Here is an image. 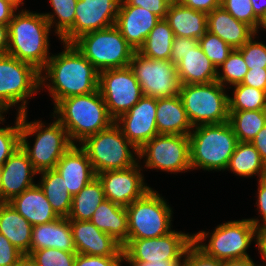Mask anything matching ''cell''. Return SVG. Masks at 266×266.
Instances as JSON below:
<instances>
[{
	"instance_id": "cell-39",
	"label": "cell",
	"mask_w": 266,
	"mask_h": 266,
	"mask_svg": "<svg viewBox=\"0 0 266 266\" xmlns=\"http://www.w3.org/2000/svg\"><path fill=\"white\" fill-rule=\"evenodd\" d=\"M199 46L217 69L233 50L221 38L209 31L199 39Z\"/></svg>"
},
{
	"instance_id": "cell-47",
	"label": "cell",
	"mask_w": 266,
	"mask_h": 266,
	"mask_svg": "<svg viewBox=\"0 0 266 266\" xmlns=\"http://www.w3.org/2000/svg\"><path fill=\"white\" fill-rule=\"evenodd\" d=\"M198 45V39L175 36L171 49V61L176 66L182 60L184 54Z\"/></svg>"
},
{
	"instance_id": "cell-20",
	"label": "cell",
	"mask_w": 266,
	"mask_h": 266,
	"mask_svg": "<svg viewBox=\"0 0 266 266\" xmlns=\"http://www.w3.org/2000/svg\"><path fill=\"white\" fill-rule=\"evenodd\" d=\"M1 168V202H9L35 185L33 178L38 172L21 146L3 163Z\"/></svg>"
},
{
	"instance_id": "cell-29",
	"label": "cell",
	"mask_w": 266,
	"mask_h": 266,
	"mask_svg": "<svg viewBox=\"0 0 266 266\" xmlns=\"http://www.w3.org/2000/svg\"><path fill=\"white\" fill-rule=\"evenodd\" d=\"M32 227L9 202H0V233L23 254L30 253Z\"/></svg>"
},
{
	"instance_id": "cell-63",
	"label": "cell",
	"mask_w": 266,
	"mask_h": 266,
	"mask_svg": "<svg viewBox=\"0 0 266 266\" xmlns=\"http://www.w3.org/2000/svg\"><path fill=\"white\" fill-rule=\"evenodd\" d=\"M1 179H2V168L0 166V202H1Z\"/></svg>"
},
{
	"instance_id": "cell-44",
	"label": "cell",
	"mask_w": 266,
	"mask_h": 266,
	"mask_svg": "<svg viewBox=\"0 0 266 266\" xmlns=\"http://www.w3.org/2000/svg\"><path fill=\"white\" fill-rule=\"evenodd\" d=\"M223 261L208 256L192 242L186 249L181 266H222Z\"/></svg>"
},
{
	"instance_id": "cell-37",
	"label": "cell",
	"mask_w": 266,
	"mask_h": 266,
	"mask_svg": "<svg viewBox=\"0 0 266 266\" xmlns=\"http://www.w3.org/2000/svg\"><path fill=\"white\" fill-rule=\"evenodd\" d=\"M49 1L54 13H43V15L50 24V27H55L54 34H57L60 39L74 24L75 7L78 0Z\"/></svg>"
},
{
	"instance_id": "cell-21",
	"label": "cell",
	"mask_w": 266,
	"mask_h": 266,
	"mask_svg": "<svg viewBox=\"0 0 266 266\" xmlns=\"http://www.w3.org/2000/svg\"><path fill=\"white\" fill-rule=\"evenodd\" d=\"M160 19L147 9L131 6L125 0H121L115 26L126 42L138 51Z\"/></svg>"
},
{
	"instance_id": "cell-24",
	"label": "cell",
	"mask_w": 266,
	"mask_h": 266,
	"mask_svg": "<svg viewBox=\"0 0 266 266\" xmlns=\"http://www.w3.org/2000/svg\"><path fill=\"white\" fill-rule=\"evenodd\" d=\"M207 31L217 35L231 48H241L255 31L246 23L236 20L222 6L207 14Z\"/></svg>"
},
{
	"instance_id": "cell-54",
	"label": "cell",
	"mask_w": 266,
	"mask_h": 266,
	"mask_svg": "<svg viewBox=\"0 0 266 266\" xmlns=\"http://www.w3.org/2000/svg\"><path fill=\"white\" fill-rule=\"evenodd\" d=\"M258 251L266 266V226L258 228Z\"/></svg>"
},
{
	"instance_id": "cell-48",
	"label": "cell",
	"mask_w": 266,
	"mask_h": 266,
	"mask_svg": "<svg viewBox=\"0 0 266 266\" xmlns=\"http://www.w3.org/2000/svg\"><path fill=\"white\" fill-rule=\"evenodd\" d=\"M129 5L142 7L165 19L168 7L173 0H125Z\"/></svg>"
},
{
	"instance_id": "cell-49",
	"label": "cell",
	"mask_w": 266,
	"mask_h": 266,
	"mask_svg": "<svg viewBox=\"0 0 266 266\" xmlns=\"http://www.w3.org/2000/svg\"><path fill=\"white\" fill-rule=\"evenodd\" d=\"M257 210L259 211V214L262 217V221L263 223H259L262 222L261 219H256V218H249V220H251V222L257 227L260 228L262 226H266V173L264 175H262L259 179H258V193H257Z\"/></svg>"
},
{
	"instance_id": "cell-19",
	"label": "cell",
	"mask_w": 266,
	"mask_h": 266,
	"mask_svg": "<svg viewBox=\"0 0 266 266\" xmlns=\"http://www.w3.org/2000/svg\"><path fill=\"white\" fill-rule=\"evenodd\" d=\"M78 254L123 256V247L113 236L99 230L91 221L69 220Z\"/></svg>"
},
{
	"instance_id": "cell-57",
	"label": "cell",
	"mask_w": 266,
	"mask_h": 266,
	"mask_svg": "<svg viewBox=\"0 0 266 266\" xmlns=\"http://www.w3.org/2000/svg\"><path fill=\"white\" fill-rule=\"evenodd\" d=\"M255 16L260 20L266 13V0H251Z\"/></svg>"
},
{
	"instance_id": "cell-60",
	"label": "cell",
	"mask_w": 266,
	"mask_h": 266,
	"mask_svg": "<svg viewBox=\"0 0 266 266\" xmlns=\"http://www.w3.org/2000/svg\"><path fill=\"white\" fill-rule=\"evenodd\" d=\"M263 27V29L264 30H266V13H265V15L260 19V22H259V26H258V28H257V31L255 32L256 34H258V29H260V28H262Z\"/></svg>"
},
{
	"instance_id": "cell-12",
	"label": "cell",
	"mask_w": 266,
	"mask_h": 266,
	"mask_svg": "<svg viewBox=\"0 0 266 266\" xmlns=\"http://www.w3.org/2000/svg\"><path fill=\"white\" fill-rule=\"evenodd\" d=\"M138 158L145 159L147 169L170 173L192 170L189 135L157 134L138 150Z\"/></svg>"
},
{
	"instance_id": "cell-55",
	"label": "cell",
	"mask_w": 266,
	"mask_h": 266,
	"mask_svg": "<svg viewBox=\"0 0 266 266\" xmlns=\"http://www.w3.org/2000/svg\"><path fill=\"white\" fill-rule=\"evenodd\" d=\"M9 34L8 25L0 24V55L8 53Z\"/></svg>"
},
{
	"instance_id": "cell-38",
	"label": "cell",
	"mask_w": 266,
	"mask_h": 266,
	"mask_svg": "<svg viewBox=\"0 0 266 266\" xmlns=\"http://www.w3.org/2000/svg\"><path fill=\"white\" fill-rule=\"evenodd\" d=\"M247 72L248 67L241 52L238 49H233L227 59L218 67L216 81L225 88L227 86L226 84H228V89L231 85L234 86L242 83Z\"/></svg>"
},
{
	"instance_id": "cell-50",
	"label": "cell",
	"mask_w": 266,
	"mask_h": 266,
	"mask_svg": "<svg viewBox=\"0 0 266 266\" xmlns=\"http://www.w3.org/2000/svg\"><path fill=\"white\" fill-rule=\"evenodd\" d=\"M241 84L266 91V68L248 69Z\"/></svg>"
},
{
	"instance_id": "cell-6",
	"label": "cell",
	"mask_w": 266,
	"mask_h": 266,
	"mask_svg": "<svg viewBox=\"0 0 266 266\" xmlns=\"http://www.w3.org/2000/svg\"><path fill=\"white\" fill-rule=\"evenodd\" d=\"M212 232L192 234L193 242L205 254L221 261L250 258L247 249L252 241L258 247V228L249 219L219 224ZM207 238L208 244L204 243Z\"/></svg>"
},
{
	"instance_id": "cell-23",
	"label": "cell",
	"mask_w": 266,
	"mask_h": 266,
	"mask_svg": "<svg viewBox=\"0 0 266 266\" xmlns=\"http://www.w3.org/2000/svg\"><path fill=\"white\" fill-rule=\"evenodd\" d=\"M44 248L76 252L68 218L59 217L50 223L32 227L30 252Z\"/></svg>"
},
{
	"instance_id": "cell-58",
	"label": "cell",
	"mask_w": 266,
	"mask_h": 266,
	"mask_svg": "<svg viewBox=\"0 0 266 266\" xmlns=\"http://www.w3.org/2000/svg\"><path fill=\"white\" fill-rule=\"evenodd\" d=\"M222 266H263L256 265L252 258L223 261Z\"/></svg>"
},
{
	"instance_id": "cell-56",
	"label": "cell",
	"mask_w": 266,
	"mask_h": 266,
	"mask_svg": "<svg viewBox=\"0 0 266 266\" xmlns=\"http://www.w3.org/2000/svg\"><path fill=\"white\" fill-rule=\"evenodd\" d=\"M182 260H165L161 262H126L129 266H181Z\"/></svg>"
},
{
	"instance_id": "cell-53",
	"label": "cell",
	"mask_w": 266,
	"mask_h": 266,
	"mask_svg": "<svg viewBox=\"0 0 266 266\" xmlns=\"http://www.w3.org/2000/svg\"><path fill=\"white\" fill-rule=\"evenodd\" d=\"M251 144L257 149L262 161L266 165V125L256 134Z\"/></svg>"
},
{
	"instance_id": "cell-2",
	"label": "cell",
	"mask_w": 266,
	"mask_h": 266,
	"mask_svg": "<svg viewBox=\"0 0 266 266\" xmlns=\"http://www.w3.org/2000/svg\"><path fill=\"white\" fill-rule=\"evenodd\" d=\"M53 109V118L66 129L74 145L75 141L76 145L77 142L80 144L114 123L99 90L67 97L60 100Z\"/></svg>"
},
{
	"instance_id": "cell-43",
	"label": "cell",
	"mask_w": 266,
	"mask_h": 266,
	"mask_svg": "<svg viewBox=\"0 0 266 266\" xmlns=\"http://www.w3.org/2000/svg\"><path fill=\"white\" fill-rule=\"evenodd\" d=\"M256 35L255 33L241 48H238L248 69L266 68V45L262 41H255Z\"/></svg>"
},
{
	"instance_id": "cell-46",
	"label": "cell",
	"mask_w": 266,
	"mask_h": 266,
	"mask_svg": "<svg viewBox=\"0 0 266 266\" xmlns=\"http://www.w3.org/2000/svg\"><path fill=\"white\" fill-rule=\"evenodd\" d=\"M23 255L0 233V266H14Z\"/></svg>"
},
{
	"instance_id": "cell-35",
	"label": "cell",
	"mask_w": 266,
	"mask_h": 266,
	"mask_svg": "<svg viewBox=\"0 0 266 266\" xmlns=\"http://www.w3.org/2000/svg\"><path fill=\"white\" fill-rule=\"evenodd\" d=\"M229 123L238 142H251L266 125V109L229 111Z\"/></svg>"
},
{
	"instance_id": "cell-34",
	"label": "cell",
	"mask_w": 266,
	"mask_h": 266,
	"mask_svg": "<svg viewBox=\"0 0 266 266\" xmlns=\"http://www.w3.org/2000/svg\"><path fill=\"white\" fill-rule=\"evenodd\" d=\"M174 37L168 22L165 19H160L138 52L151 59L171 60Z\"/></svg>"
},
{
	"instance_id": "cell-61",
	"label": "cell",
	"mask_w": 266,
	"mask_h": 266,
	"mask_svg": "<svg viewBox=\"0 0 266 266\" xmlns=\"http://www.w3.org/2000/svg\"><path fill=\"white\" fill-rule=\"evenodd\" d=\"M7 111H8V110H7L6 108H4V107L0 104V123H1V122L3 123V121L5 120L3 114H4V112H7Z\"/></svg>"
},
{
	"instance_id": "cell-5",
	"label": "cell",
	"mask_w": 266,
	"mask_h": 266,
	"mask_svg": "<svg viewBox=\"0 0 266 266\" xmlns=\"http://www.w3.org/2000/svg\"><path fill=\"white\" fill-rule=\"evenodd\" d=\"M27 112L20 114V146L39 173L54 169L61 157L74 145L68 132L56 119L46 126L41 120L28 122ZM35 136L31 147L28 137Z\"/></svg>"
},
{
	"instance_id": "cell-36",
	"label": "cell",
	"mask_w": 266,
	"mask_h": 266,
	"mask_svg": "<svg viewBox=\"0 0 266 266\" xmlns=\"http://www.w3.org/2000/svg\"><path fill=\"white\" fill-rule=\"evenodd\" d=\"M233 97H228L229 111L261 110L266 109V91L254 87L236 84Z\"/></svg>"
},
{
	"instance_id": "cell-9",
	"label": "cell",
	"mask_w": 266,
	"mask_h": 266,
	"mask_svg": "<svg viewBox=\"0 0 266 266\" xmlns=\"http://www.w3.org/2000/svg\"><path fill=\"white\" fill-rule=\"evenodd\" d=\"M219 82L181 85L179 95L192 127L229 121V95Z\"/></svg>"
},
{
	"instance_id": "cell-33",
	"label": "cell",
	"mask_w": 266,
	"mask_h": 266,
	"mask_svg": "<svg viewBox=\"0 0 266 266\" xmlns=\"http://www.w3.org/2000/svg\"><path fill=\"white\" fill-rule=\"evenodd\" d=\"M232 171L237 176L260 178L266 173V165L259 152L251 142H238L226 170Z\"/></svg>"
},
{
	"instance_id": "cell-42",
	"label": "cell",
	"mask_w": 266,
	"mask_h": 266,
	"mask_svg": "<svg viewBox=\"0 0 266 266\" xmlns=\"http://www.w3.org/2000/svg\"><path fill=\"white\" fill-rule=\"evenodd\" d=\"M15 126L0 128V166L14 153L20 146V114H17Z\"/></svg>"
},
{
	"instance_id": "cell-45",
	"label": "cell",
	"mask_w": 266,
	"mask_h": 266,
	"mask_svg": "<svg viewBox=\"0 0 266 266\" xmlns=\"http://www.w3.org/2000/svg\"><path fill=\"white\" fill-rule=\"evenodd\" d=\"M123 256H95L76 254L74 266H121Z\"/></svg>"
},
{
	"instance_id": "cell-62",
	"label": "cell",
	"mask_w": 266,
	"mask_h": 266,
	"mask_svg": "<svg viewBox=\"0 0 266 266\" xmlns=\"http://www.w3.org/2000/svg\"><path fill=\"white\" fill-rule=\"evenodd\" d=\"M7 1L13 3L17 8L21 5L23 6V4H24V2H23L24 0H7Z\"/></svg>"
},
{
	"instance_id": "cell-8",
	"label": "cell",
	"mask_w": 266,
	"mask_h": 266,
	"mask_svg": "<svg viewBox=\"0 0 266 266\" xmlns=\"http://www.w3.org/2000/svg\"><path fill=\"white\" fill-rule=\"evenodd\" d=\"M72 44L99 72L128 67L135 52L115 25L86 33Z\"/></svg>"
},
{
	"instance_id": "cell-52",
	"label": "cell",
	"mask_w": 266,
	"mask_h": 266,
	"mask_svg": "<svg viewBox=\"0 0 266 266\" xmlns=\"http://www.w3.org/2000/svg\"><path fill=\"white\" fill-rule=\"evenodd\" d=\"M18 9L13 3L0 0V24L8 25Z\"/></svg>"
},
{
	"instance_id": "cell-7",
	"label": "cell",
	"mask_w": 266,
	"mask_h": 266,
	"mask_svg": "<svg viewBox=\"0 0 266 266\" xmlns=\"http://www.w3.org/2000/svg\"><path fill=\"white\" fill-rule=\"evenodd\" d=\"M79 146L87 153L96 174L125 169L139 162V149L128 141L115 122L86 138Z\"/></svg>"
},
{
	"instance_id": "cell-11",
	"label": "cell",
	"mask_w": 266,
	"mask_h": 266,
	"mask_svg": "<svg viewBox=\"0 0 266 266\" xmlns=\"http://www.w3.org/2000/svg\"><path fill=\"white\" fill-rule=\"evenodd\" d=\"M157 191L151 188L143 197L126 206L128 239H149L172 231L173 210Z\"/></svg>"
},
{
	"instance_id": "cell-13",
	"label": "cell",
	"mask_w": 266,
	"mask_h": 266,
	"mask_svg": "<svg viewBox=\"0 0 266 266\" xmlns=\"http://www.w3.org/2000/svg\"><path fill=\"white\" fill-rule=\"evenodd\" d=\"M143 96L169 98L179 94L180 82L171 60L151 59L135 51L129 63Z\"/></svg>"
},
{
	"instance_id": "cell-27",
	"label": "cell",
	"mask_w": 266,
	"mask_h": 266,
	"mask_svg": "<svg viewBox=\"0 0 266 266\" xmlns=\"http://www.w3.org/2000/svg\"><path fill=\"white\" fill-rule=\"evenodd\" d=\"M165 20L174 36L200 39L207 32V14L180 4L170 3Z\"/></svg>"
},
{
	"instance_id": "cell-30",
	"label": "cell",
	"mask_w": 266,
	"mask_h": 266,
	"mask_svg": "<svg viewBox=\"0 0 266 266\" xmlns=\"http://www.w3.org/2000/svg\"><path fill=\"white\" fill-rule=\"evenodd\" d=\"M90 221L121 244L128 239V214L124 206L105 199L97 207Z\"/></svg>"
},
{
	"instance_id": "cell-4",
	"label": "cell",
	"mask_w": 266,
	"mask_h": 266,
	"mask_svg": "<svg viewBox=\"0 0 266 266\" xmlns=\"http://www.w3.org/2000/svg\"><path fill=\"white\" fill-rule=\"evenodd\" d=\"M191 169L225 171L238 140L229 121L202 124L189 133Z\"/></svg>"
},
{
	"instance_id": "cell-18",
	"label": "cell",
	"mask_w": 266,
	"mask_h": 266,
	"mask_svg": "<svg viewBox=\"0 0 266 266\" xmlns=\"http://www.w3.org/2000/svg\"><path fill=\"white\" fill-rule=\"evenodd\" d=\"M156 109V98L142 96L130 110L114 121L137 149L158 134Z\"/></svg>"
},
{
	"instance_id": "cell-17",
	"label": "cell",
	"mask_w": 266,
	"mask_h": 266,
	"mask_svg": "<svg viewBox=\"0 0 266 266\" xmlns=\"http://www.w3.org/2000/svg\"><path fill=\"white\" fill-rule=\"evenodd\" d=\"M140 166L138 162L125 169L98 173L97 177L103 185L105 199L126 207L143 197L151 187L145 184Z\"/></svg>"
},
{
	"instance_id": "cell-31",
	"label": "cell",
	"mask_w": 266,
	"mask_h": 266,
	"mask_svg": "<svg viewBox=\"0 0 266 266\" xmlns=\"http://www.w3.org/2000/svg\"><path fill=\"white\" fill-rule=\"evenodd\" d=\"M38 174L41 175L38 185L50 202L53 211L58 217L67 218L71 210L73 196L68 192L64 179L55 169L44 170Z\"/></svg>"
},
{
	"instance_id": "cell-40",
	"label": "cell",
	"mask_w": 266,
	"mask_h": 266,
	"mask_svg": "<svg viewBox=\"0 0 266 266\" xmlns=\"http://www.w3.org/2000/svg\"><path fill=\"white\" fill-rule=\"evenodd\" d=\"M76 254L77 252L44 248L31 251L28 255H30L39 266H74Z\"/></svg>"
},
{
	"instance_id": "cell-41",
	"label": "cell",
	"mask_w": 266,
	"mask_h": 266,
	"mask_svg": "<svg viewBox=\"0 0 266 266\" xmlns=\"http://www.w3.org/2000/svg\"><path fill=\"white\" fill-rule=\"evenodd\" d=\"M222 6L236 20L249 25L255 32L260 20L255 16L251 0H220Z\"/></svg>"
},
{
	"instance_id": "cell-22",
	"label": "cell",
	"mask_w": 266,
	"mask_h": 266,
	"mask_svg": "<svg viewBox=\"0 0 266 266\" xmlns=\"http://www.w3.org/2000/svg\"><path fill=\"white\" fill-rule=\"evenodd\" d=\"M54 169L62 176L72 196L97 177L87 153L76 144L61 157Z\"/></svg>"
},
{
	"instance_id": "cell-10",
	"label": "cell",
	"mask_w": 266,
	"mask_h": 266,
	"mask_svg": "<svg viewBox=\"0 0 266 266\" xmlns=\"http://www.w3.org/2000/svg\"><path fill=\"white\" fill-rule=\"evenodd\" d=\"M40 87V71L30 63L5 54L0 55V104L8 111L18 105L17 113L27 111L28 98ZM17 104V105H16Z\"/></svg>"
},
{
	"instance_id": "cell-3",
	"label": "cell",
	"mask_w": 266,
	"mask_h": 266,
	"mask_svg": "<svg viewBox=\"0 0 266 266\" xmlns=\"http://www.w3.org/2000/svg\"><path fill=\"white\" fill-rule=\"evenodd\" d=\"M52 27L43 13L21 9L8 24V55L33 65L37 70L46 66L49 55V33Z\"/></svg>"
},
{
	"instance_id": "cell-1",
	"label": "cell",
	"mask_w": 266,
	"mask_h": 266,
	"mask_svg": "<svg viewBox=\"0 0 266 266\" xmlns=\"http://www.w3.org/2000/svg\"><path fill=\"white\" fill-rule=\"evenodd\" d=\"M63 47L40 72V87L49 90L54 106L67 97L98 90L99 71L73 44L63 43Z\"/></svg>"
},
{
	"instance_id": "cell-15",
	"label": "cell",
	"mask_w": 266,
	"mask_h": 266,
	"mask_svg": "<svg viewBox=\"0 0 266 266\" xmlns=\"http://www.w3.org/2000/svg\"><path fill=\"white\" fill-rule=\"evenodd\" d=\"M193 242L191 234L172 230L149 239H127L123 244L124 262H161L183 260L187 247Z\"/></svg>"
},
{
	"instance_id": "cell-26",
	"label": "cell",
	"mask_w": 266,
	"mask_h": 266,
	"mask_svg": "<svg viewBox=\"0 0 266 266\" xmlns=\"http://www.w3.org/2000/svg\"><path fill=\"white\" fill-rule=\"evenodd\" d=\"M156 126L158 134L189 135L192 131L179 94L157 99Z\"/></svg>"
},
{
	"instance_id": "cell-32",
	"label": "cell",
	"mask_w": 266,
	"mask_h": 266,
	"mask_svg": "<svg viewBox=\"0 0 266 266\" xmlns=\"http://www.w3.org/2000/svg\"><path fill=\"white\" fill-rule=\"evenodd\" d=\"M105 200L104 189L98 177H95L72 198L69 220L90 221L93 213Z\"/></svg>"
},
{
	"instance_id": "cell-25",
	"label": "cell",
	"mask_w": 266,
	"mask_h": 266,
	"mask_svg": "<svg viewBox=\"0 0 266 266\" xmlns=\"http://www.w3.org/2000/svg\"><path fill=\"white\" fill-rule=\"evenodd\" d=\"M9 203L32 226L50 223L59 218L38 184L24 190Z\"/></svg>"
},
{
	"instance_id": "cell-59",
	"label": "cell",
	"mask_w": 266,
	"mask_h": 266,
	"mask_svg": "<svg viewBox=\"0 0 266 266\" xmlns=\"http://www.w3.org/2000/svg\"><path fill=\"white\" fill-rule=\"evenodd\" d=\"M14 266H39L28 254H24Z\"/></svg>"
},
{
	"instance_id": "cell-14",
	"label": "cell",
	"mask_w": 266,
	"mask_h": 266,
	"mask_svg": "<svg viewBox=\"0 0 266 266\" xmlns=\"http://www.w3.org/2000/svg\"><path fill=\"white\" fill-rule=\"evenodd\" d=\"M98 90L115 121L130 110L143 96L141 86L130 67L99 72Z\"/></svg>"
},
{
	"instance_id": "cell-28",
	"label": "cell",
	"mask_w": 266,
	"mask_h": 266,
	"mask_svg": "<svg viewBox=\"0 0 266 266\" xmlns=\"http://www.w3.org/2000/svg\"><path fill=\"white\" fill-rule=\"evenodd\" d=\"M176 69L181 85L206 84L217 80V68L199 45L183 55Z\"/></svg>"
},
{
	"instance_id": "cell-51",
	"label": "cell",
	"mask_w": 266,
	"mask_h": 266,
	"mask_svg": "<svg viewBox=\"0 0 266 266\" xmlns=\"http://www.w3.org/2000/svg\"><path fill=\"white\" fill-rule=\"evenodd\" d=\"M182 6L208 14L220 6V0H174Z\"/></svg>"
},
{
	"instance_id": "cell-16",
	"label": "cell",
	"mask_w": 266,
	"mask_h": 266,
	"mask_svg": "<svg viewBox=\"0 0 266 266\" xmlns=\"http://www.w3.org/2000/svg\"><path fill=\"white\" fill-rule=\"evenodd\" d=\"M121 0H78L73 26L60 38L72 44L80 36L115 25Z\"/></svg>"
}]
</instances>
